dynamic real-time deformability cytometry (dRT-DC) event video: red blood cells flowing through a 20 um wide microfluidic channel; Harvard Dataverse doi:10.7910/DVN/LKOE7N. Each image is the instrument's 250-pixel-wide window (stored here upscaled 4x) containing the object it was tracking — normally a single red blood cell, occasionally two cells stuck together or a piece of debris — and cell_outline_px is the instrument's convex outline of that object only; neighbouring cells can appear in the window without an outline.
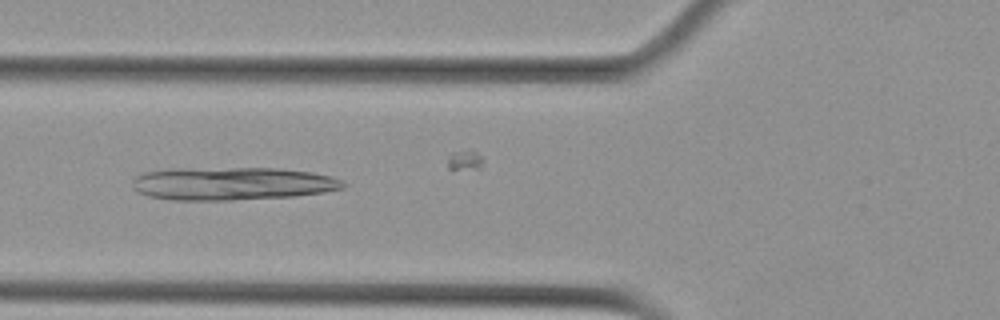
{"species": "Egyptian fruit bat (a non-hibernating species)", "species_latin": "Rousettus aegyptiacus", "temperature_condition": "cold", "stored_images_in_passage": 27, "camera_frame_rate_fps": 3000, "um_per_image_px": 0.085, "animal": {"sex": "female"}, "frame": {"image": 1, "passage_image": 5, "time_ms": 1.333, "image_size_px": [1000, 320], "cell_outline_px": [[348, 184], [344, 188], [324, 192], [292, 196], [232, 200], [172, 200], [148, 196], [140, 192], [132, 184], [132, 180], [136, 176], [144, 172], [172, 168], [280, 168], [312, 172], [332, 176], [344, 180]], "centroid_in_image_um": [19.78, 15.59], "position_along_channel_um": 106.0, "area_um2": 40.81}}
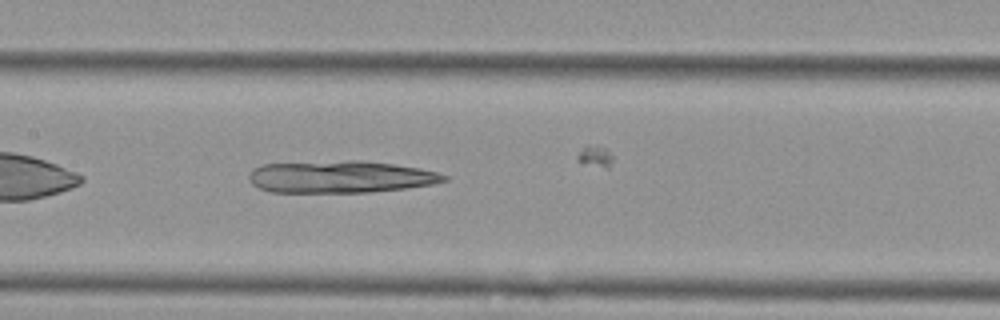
{"frame": {"image": 2, "passage_image": 11, "time_ms": 3.333, "image_size_px": [1000, 320], "cell_outline_px": [[448, 180], [432, 184], [404, 188], [368, 192], [272, 192], [260, 188], [252, 184], [248, 180], [248, 176], [252, 168], [264, 164], [348, 160], [360, 160], [392, 164], [420, 168], [436, 172], [448, 176]], "centroid_in_image_um": [28.91, 15.02], "position_along_channel_um": 178.5, "area_um2": 36.41}}
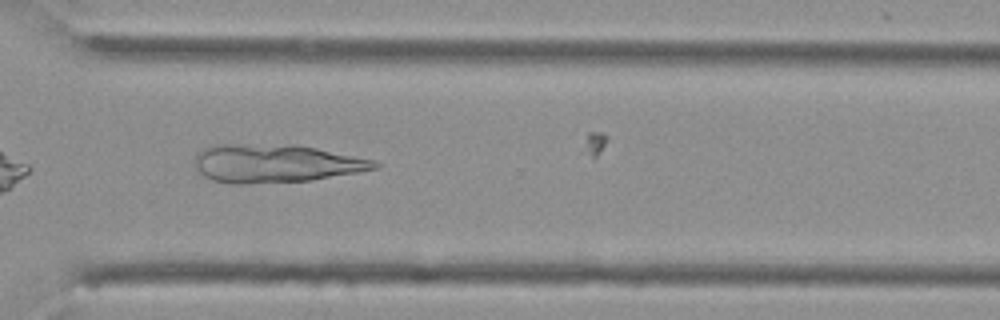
{"frame": {"image": 3, "passage_image": 25, "time_ms": 8.0, "image_size_px": [1000, 320], "cell_outline_px": [[380, 168], [312, 180], [244, 184], [232, 184], [212, 180], [204, 176], [196, 168], [196, 156], [204, 148], [212, 144], [292, 144], [316, 148], [372, 160], [380, 164]], "centroid_in_image_um": [23.4, 13.89], "position_along_channel_um": 347.2, "area_um2": 39.94}}